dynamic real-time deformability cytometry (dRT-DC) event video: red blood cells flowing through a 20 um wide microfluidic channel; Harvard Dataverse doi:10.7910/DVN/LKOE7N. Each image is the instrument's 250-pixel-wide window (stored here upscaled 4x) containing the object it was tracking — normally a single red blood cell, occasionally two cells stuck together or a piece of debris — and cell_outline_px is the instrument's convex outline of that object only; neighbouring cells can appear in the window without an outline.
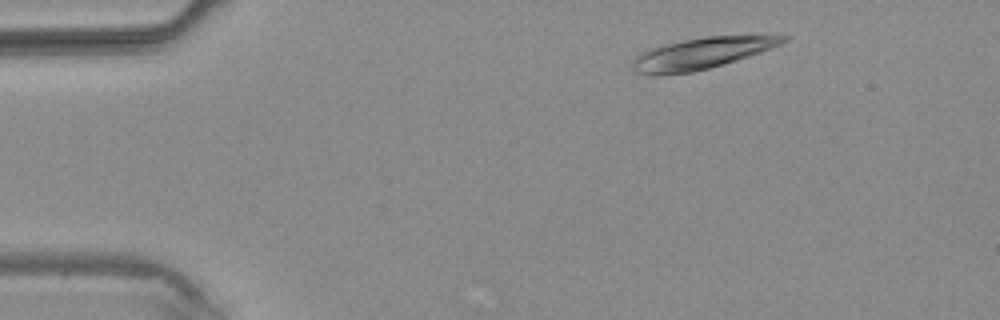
{"species": "common noctule bat (a hibernating species)", "species_latin": "Nyctalus noctula", "temperature_condition": "warm", "stored_images_in_passage": 3, "camera_frame_rate_fps": 3000, "um_per_image_px": 0.085, "animal": {"sex": "male", "body_mass_g": 20.4}, "frame": {"image": 1, "passage_image": 1, "time_ms": 0.0, "image_size_px": [1000, 320], "cell_outline_px": [[792, 36], [788, 40], [772, 48], [724, 64], [692, 72], [656, 76], [636, 72], [632, 68], [632, 60], [640, 52], [652, 48], [684, 40], [704, 36]], "centroid_in_image_um": [59.59, 4.55], "position_along_channel_um": 25.4, "area_um2": 27.17}}